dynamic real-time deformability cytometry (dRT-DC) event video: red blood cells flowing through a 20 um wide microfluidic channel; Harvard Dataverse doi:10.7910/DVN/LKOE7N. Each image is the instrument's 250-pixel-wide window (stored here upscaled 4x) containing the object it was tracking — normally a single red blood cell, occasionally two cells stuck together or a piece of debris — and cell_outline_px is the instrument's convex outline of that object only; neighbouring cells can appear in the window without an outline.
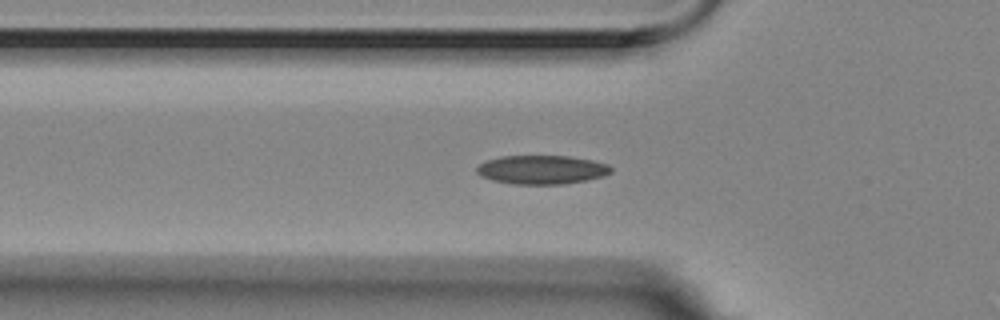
{"species": "Egyptian fruit bat (a non-hibernating species)", "species_latin": "Rousettus aegyptiacus", "temperature_condition": "room temperature", "stored_images_in_passage": 44, "segment_of_instrument_passage": [1, 2], "camera_frame_rate_fps": 3000, "um_per_image_px": 0.085, "animal": {"sex": "female"}, "frame": {"image": 1, "passage_image": 5, "time_ms": 1.333, "image_size_px": [1000, 320], "cell_outline_px": [[612, 172], [604, 176], [564, 184], [512, 184], [492, 180], [480, 176], [476, 172], [476, 168], [484, 160], [500, 156], [568, 156], [592, 160], [608, 164], [612, 168]], "centroid_in_image_um": [46.02, 14.42], "position_along_channel_um": 79.8, "area_um2": 22.66}}
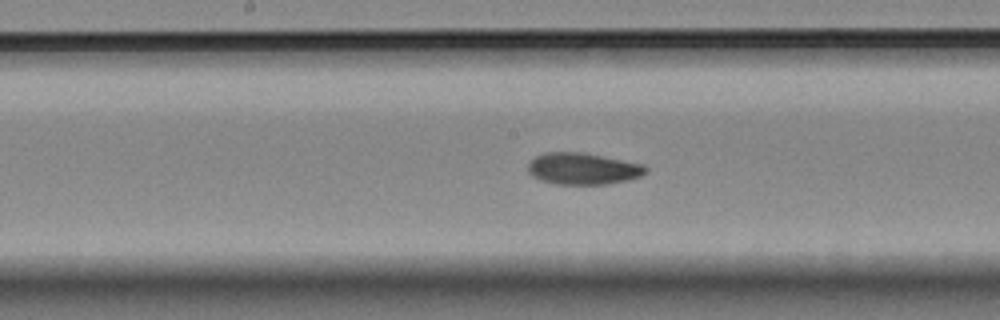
{"frame": {"image": 2, "passage_image": 15, "time_ms": 4.667, "image_size_px": [1000, 320], "cell_outline_px": [[648, 172], [640, 176], [628, 180], [608, 184], [556, 184], [540, 180], [532, 176], [528, 172], [528, 160], [544, 152], [584, 152], [644, 164], [648, 168]], "centroid_in_image_um": [49.54, 14.33], "position_along_channel_um": 198.7, "area_um2": 22.02}}
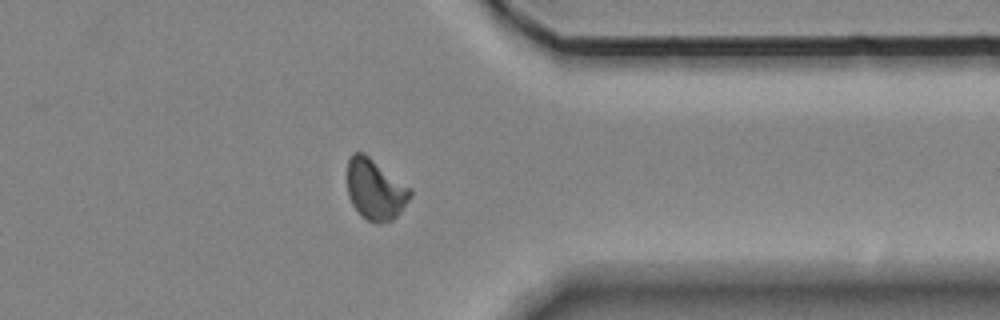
{"frame": {"image": 3, "passage_image": 31, "time_ms": 10.0, "image_size_px": [1000, 320], "cell_outline_px": [[412, 196], [400, 212], [392, 220], [380, 224], [376, 224], [368, 220], [352, 204], [348, 196], [348, 160], [352, 152], [364, 152], [408, 188], [412, 192]], "centroid_in_image_um": [31.87, 16.11], "position_along_channel_um": 379.5, "area_um2": 21.79}}